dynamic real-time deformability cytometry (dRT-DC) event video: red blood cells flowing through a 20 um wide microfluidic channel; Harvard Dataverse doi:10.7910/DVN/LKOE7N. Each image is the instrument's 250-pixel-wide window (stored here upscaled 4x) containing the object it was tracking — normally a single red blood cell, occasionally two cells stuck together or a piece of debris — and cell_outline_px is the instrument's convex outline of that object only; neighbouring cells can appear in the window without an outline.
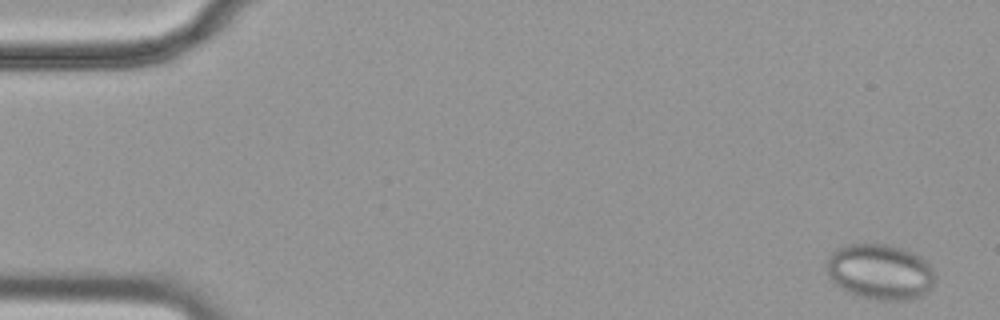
{"species": "common noctule bat (a hibernating species)", "species_latin": "Nyctalus noctula", "temperature_condition": "cold", "stored_images_in_passage": 7, "camera_frame_rate_fps": 3000, "um_per_image_px": 0.085, "animal": {"sex": "female", "body_mass_g": 19.9}, "frame": {"image": 1, "passage_image": 2, "time_ms": 0.333, "image_size_px": [1000, 320], "cell_outline_px": [[936, 280], [932, 288], [928, 292], [912, 300], [876, 300], [856, 296], [840, 288], [828, 276], [828, 256], [836, 248], [848, 244], [888, 244], [900, 248], [920, 256], [932, 268], [936, 276]], "centroid_in_image_um": [74.82, 23.12], "position_along_channel_um": 10.2, "area_um2": 35.37}}